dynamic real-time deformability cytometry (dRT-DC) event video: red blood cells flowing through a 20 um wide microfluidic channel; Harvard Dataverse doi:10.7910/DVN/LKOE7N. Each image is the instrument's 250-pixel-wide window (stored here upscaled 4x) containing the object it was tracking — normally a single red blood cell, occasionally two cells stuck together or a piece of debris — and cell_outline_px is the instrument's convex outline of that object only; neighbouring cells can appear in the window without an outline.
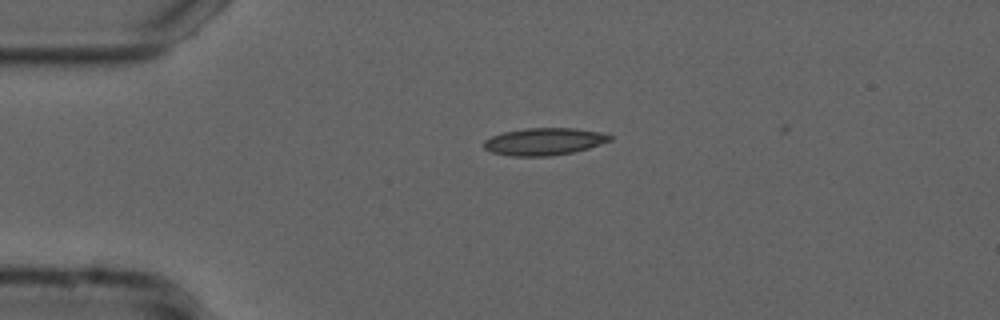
{"species": "common noctule bat (a hibernating species)", "species_latin": "Nyctalus noctula", "temperature_condition": "cold", "stored_images_in_passage": 38, "camera_frame_rate_fps": 3000, "um_per_image_px": 0.085, "animal": {"sex": "male", "forearm_length_mm": 52.5}, "frame": {"image": 1, "passage_image": 1, "time_ms": 0.0, "image_size_px": [1000, 320], "cell_outline_px": [[612, 140], [588, 148], [572, 152], [552, 156], [508, 156], [492, 152], [484, 148], [484, 140], [492, 136], [504, 132], [528, 128], [576, 128], [600, 132], [612, 136]], "centroid_in_image_um": [46.25, 12.03], "position_along_channel_um": 38.8, "area_um2": 19.94}}
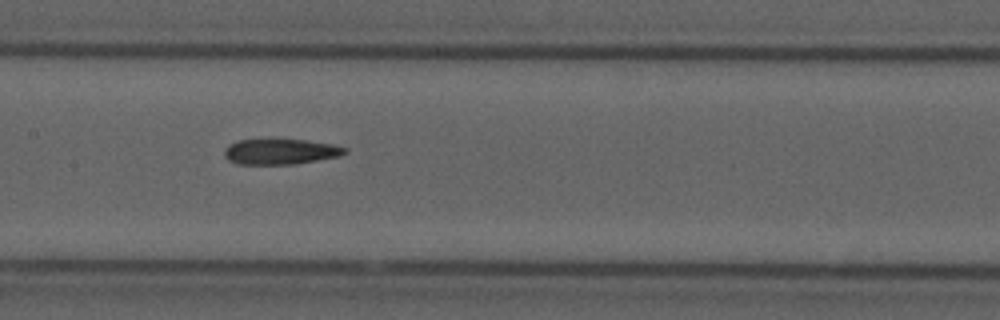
{"frame": {"image": 2, "passage_image": 15, "time_ms": 4.667, "image_size_px": [1000, 320], "cell_outline_px": [[348, 152], [340, 156], [292, 164], [236, 164], [228, 160], [224, 156], [224, 148], [228, 144], [236, 140], [304, 140], [332, 144], [348, 148]], "centroid_in_image_um": [23.81, 12.89], "position_along_channel_um": 183.6, "area_um2": 17.86}}
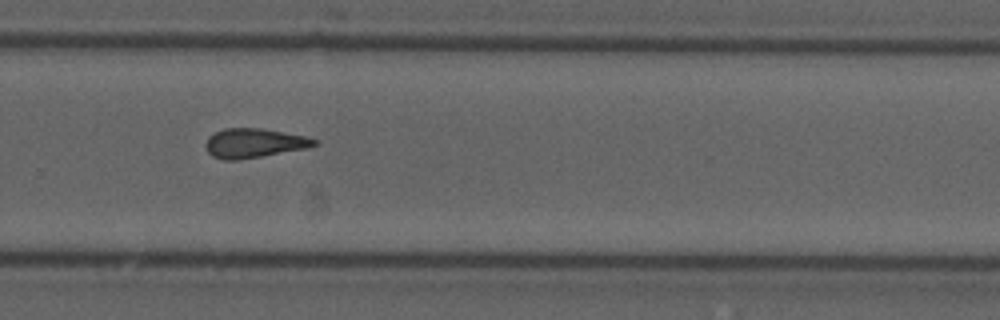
{"frame": {"image": 3, "passage_image": 25, "time_ms": 8.0, "image_size_px": [1000, 320], "cell_outline_px": [[320, 140], [316, 144], [304, 148], [260, 156], [236, 160], [224, 160], [212, 156], [208, 152], [204, 144], [208, 136], [224, 128], [260, 128], [304, 136]], "centroid_in_image_um": [21.53, 12.15], "position_along_channel_um": 308.3, "area_um2": 18.26}, "authors_computed_cell_mechanics": {"area_um2": 18.4093, "velocity_mm_per_s": 3.7464, "shape_relaxation_time_tau1_ms": null, "shape_relaxation_time_tau2_ms": 5.0431, "deformation_change_tau1": null, "deformation_change_tau2": 0.1519}}